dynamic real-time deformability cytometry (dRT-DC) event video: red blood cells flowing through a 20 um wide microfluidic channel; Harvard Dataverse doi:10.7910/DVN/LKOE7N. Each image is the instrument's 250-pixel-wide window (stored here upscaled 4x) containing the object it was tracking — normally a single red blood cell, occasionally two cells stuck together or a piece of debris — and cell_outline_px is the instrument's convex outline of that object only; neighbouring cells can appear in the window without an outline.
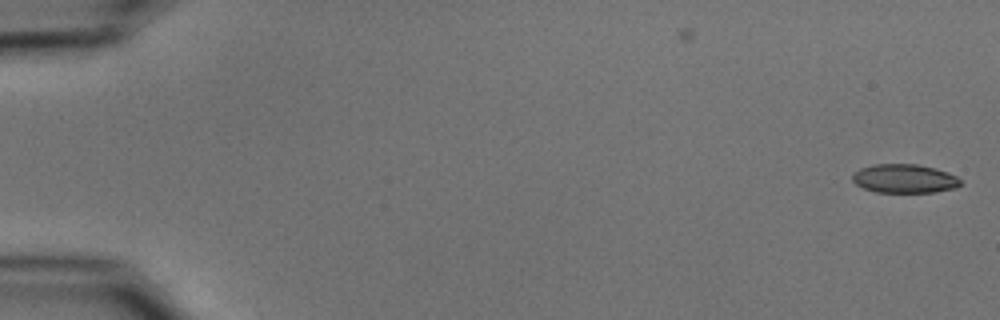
{"species": "common noctule bat (a hibernating species)", "species_latin": "Nyctalus noctula", "temperature_condition": "cold", "stored_images_in_passage": 17, "camera_frame_rate_fps": 3000, "um_per_image_px": 0.085, "animal": {"sex": "male", "body_mass_g": 15.6}, "frame": {"image": 1, "passage_image": 1, "time_ms": 0.0, "image_size_px": [1000, 320], "cell_outline_px": [[960, 184], [956, 188], [936, 192], [876, 192], [864, 188], [856, 184], [852, 180], [852, 176], [860, 168], [872, 164], [916, 164], [936, 168], [948, 172], [956, 176], [960, 180]], "centroid_in_image_um": [76.88, 15.18], "position_along_channel_um": 8.1, "area_um2": 18.15}}
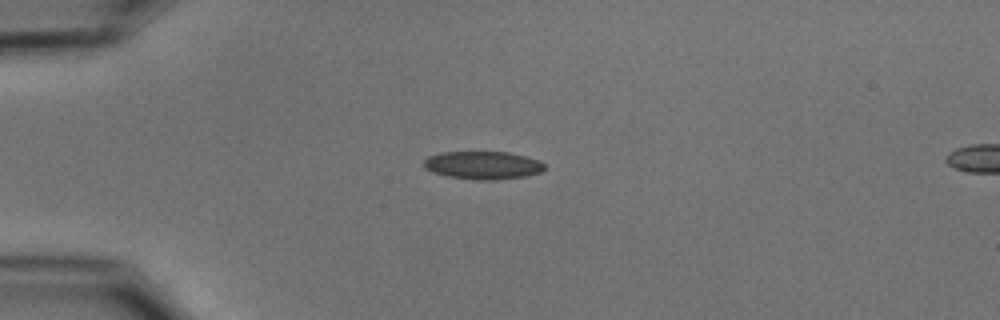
{"frame": {"image": 2, "passage_image": 14, "time_ms": 4.333, "image_size_px": [1000, 320], "cell_outline_px": [[544, 168], [540, 172], [524, 176], [496, 180], [476, 180], [448, 176], [432, 172], [424, 168], [420, 164], [428, 156], [440, 152], [508, 152], [540, 160], [544, 164]], "centroid_in_image_um": [40.99, 14.04], "position_along_channel_um": 44.0, "area_um2": 19.77}}